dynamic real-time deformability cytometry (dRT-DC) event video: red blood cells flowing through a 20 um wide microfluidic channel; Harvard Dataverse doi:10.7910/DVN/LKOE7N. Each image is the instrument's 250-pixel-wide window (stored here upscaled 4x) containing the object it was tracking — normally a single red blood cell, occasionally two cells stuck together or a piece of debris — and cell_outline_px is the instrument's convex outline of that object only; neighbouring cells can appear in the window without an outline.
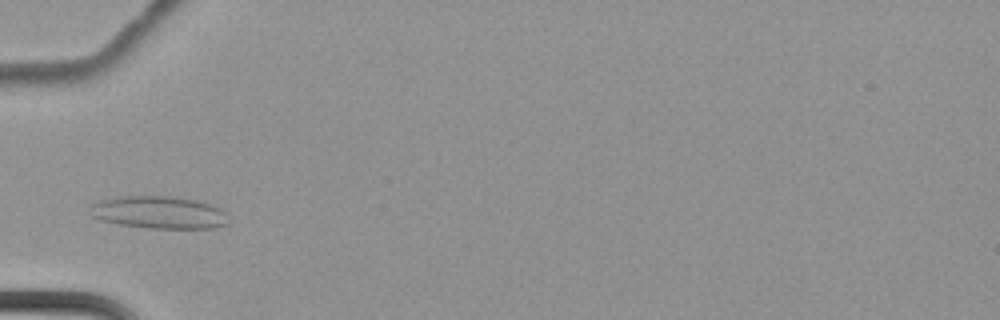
{"species": "common noctule bat (a hibernating species)", "species_latin": "Nyctalus noctula", "temperature_condition": "cold", "stored_images_in_passage": 6, "camera_frame_rate_fps": 3000, "um_per_image_px": 0.085, "animal": {"sex": "female", "body_mass_g": 22.7, "forearm_length_mm": 54.2}, "frame": {"image": 1, "passage_image": 3, "time_ms": 0.667, "image_size_px": [1000, 320], "cell_outline_px": [[228, 224], [212, 228], [148, 228], [120, 224], [100, 220], [92, 216], [92, 204], [100, 200], [116, 196], [180, 196], [212, 204], [220, 208], [224, 212]], "centroid_in_image_um": [13.52, 18.04], "position_along_channel_um": 71.5, "area_um2": 26.24}}
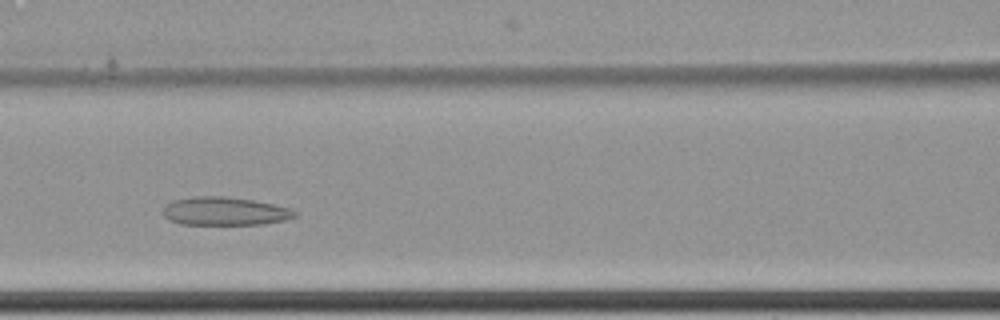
{"frame": {"image": 2, "passage_image": 5, "time_ms": 1.333, "image_size_px": [1000, 320], "cell_outline_px": [[296, 216], [284, 220], [264, 224], [180, 224], [168, 220], [164, 216], [164, 208], [172, 200], [196, 196], [224, 196], [252, 200], [272, 204], [288, 208], [296, 212]], "centroid_in_image_um": [19.07, 17.95], "position_along_channel_um": 147.5, "area_um2": 21.5}}
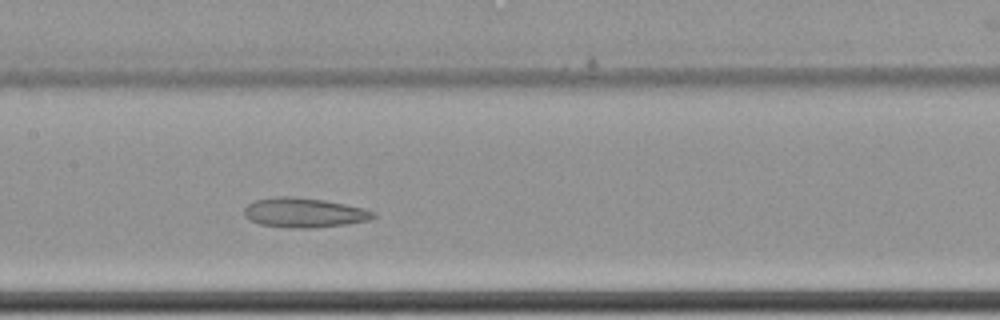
{"frame": {"image": 3, "passage_image": 6, "time_ms": 1.667, "image_size_px": [1000, 320], "cell_outline_px": [[376, 216], [368, 220], [344, 224], [316, 228], [300, 228], [260, 224], [244, 216], [244, 208], [248, 204], [256, 200], [280, 196], [292, 196], [324, 200], [364, 208], [376, 212]], "centroid_in_image_um": [25.87, 18.07], "position_along_channel_um": 181.5, "area_um2": 22.02}}